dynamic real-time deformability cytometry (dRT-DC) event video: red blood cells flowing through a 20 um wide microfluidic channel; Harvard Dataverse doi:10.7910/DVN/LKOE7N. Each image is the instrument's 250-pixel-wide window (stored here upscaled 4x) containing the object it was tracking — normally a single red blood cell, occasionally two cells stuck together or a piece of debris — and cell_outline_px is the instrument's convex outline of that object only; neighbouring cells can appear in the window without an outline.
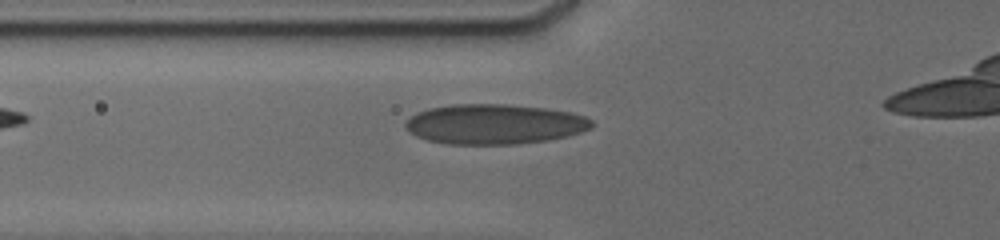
{"species": "human", "species_latin": "Homo sapiens", "temperature_condition": "cold", "stored_images_in_passage": 6, "camera_frame_rate_fps": 3000, "um_per_image_px": 0.085, "donor": {"sex": "male"}, "frame": {"image": 1, "passage_image": 4, "time_ms": 2.333, "image_size_px": [1000, 240], "cell_outline_px": [[592, 128], [580, 132], [564, 136], [544, 140], [516, 144], [448, 144], [428, 140], [416, 136], [404, 128], [404, 124], [416, 112], [428, 108], [452, 104], [508, 104], [544, 108], [572, 112], [584, 116], [592, 120]], "centroid_in_image_um": [41.99, 10.54], "position_along_channel_um": 83.8, "area_um2": 43.35}}
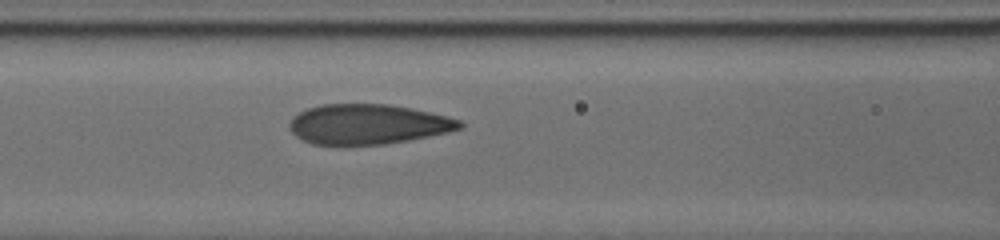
{"frame": {"image": 2, "passage_image": 6, "time_ms": 3.667, "image_size_px": [1000, 240], "cell_outline_px": [[464, 124], [460, 128], [448, 132], [408, 140], [384, 144], [312, 144], [296, 136], [292, 132], [288, 124], [292, 116], [308, 108], [324, 104], [388, 104], [428, 112], [460, 120]], "centroid_in_image_um": [31.23, 10.55], "position_along_channel_um": 135.4, "area_um2": 39.19}}